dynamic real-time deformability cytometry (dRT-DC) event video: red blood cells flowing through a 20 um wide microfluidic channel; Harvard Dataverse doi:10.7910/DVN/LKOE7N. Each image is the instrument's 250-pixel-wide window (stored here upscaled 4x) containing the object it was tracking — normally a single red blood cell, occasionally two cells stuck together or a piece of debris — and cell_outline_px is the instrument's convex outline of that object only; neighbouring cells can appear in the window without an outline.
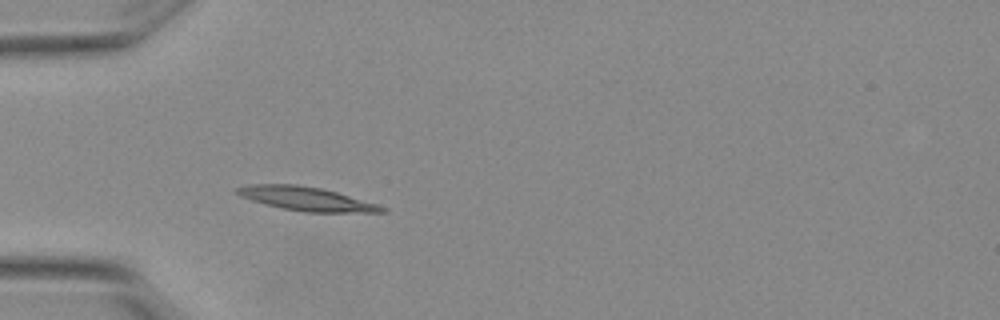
{"species": "Egyptian fruit bat (a non-hibernating species)", "species_latin": "Rousettus aegyptiacus", "temperature_condition": "warm", "stored_images_in_passage": 5, "camera_frame_rate_fps": 3000, "um_per_image_px": 0.085, "animal": {"sex": "female"}, "frame": {"image": 1, "passage_image": 5, "time_ms": 1.333, "image_size_px": [1000, 320], "cell_outline_px": [[388, 212], [304, 212], [264, 204], [240, 196], [232, 188], [248, 184], [296, 184], [320, 188], [336, 192], [376, 204], [388, 208]], "centroid_in_image_um": [25.99, 16.89], "position_along_channel_um": 59.0, "area_um2": 19.94}}